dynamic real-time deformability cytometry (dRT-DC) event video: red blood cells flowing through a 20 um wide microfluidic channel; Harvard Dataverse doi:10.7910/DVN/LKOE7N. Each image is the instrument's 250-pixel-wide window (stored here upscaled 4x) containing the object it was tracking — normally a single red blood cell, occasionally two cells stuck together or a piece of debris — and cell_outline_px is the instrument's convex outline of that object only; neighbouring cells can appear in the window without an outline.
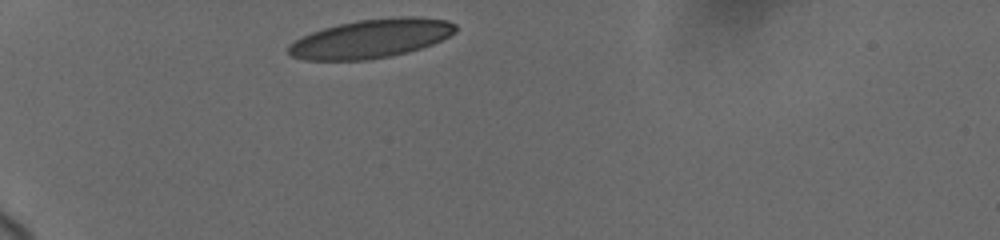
{"species": "human", "species_latin": "Homo sapiens", "temperature_condition": "cold", "stored_images_in_passage": 3, "camera_frame_rate_fps": 3000, "um_per_image_px": 0.085, "donor": {"sex": "female"}, "frame": {"image": 1, "passage_image": 1, "time_ms": 0.0, "image_size_px": [1000, 240], "cell_outline_px": [[456, 32], [432, 44], [408, 52], [392, 56], [368, 60], [304, 60], [292, 56], [288, 52], [288, 44], [312, 32], [324, 28], [356, 20], [400, 16], [416, 16], [448, 20], [456, 24]], "centroid_in_image_um": [31.56, 3.28], "position_along_channel_um": 53.4, "area_um2": 37.8}}
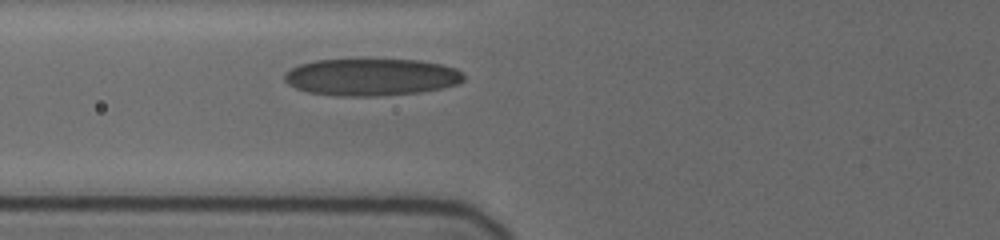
{"frame": {"image": 2, "passage_image": 3, "time_ms": 2.0, "image_size_px": [1000, 240], "cell_outline_px": [[464, 80], [460, 84], [444, 88], [420, 92], [372, 96], [336, 96], [308, 92], [296, 88], [288, 84], [284, 80], [284, 72], [300, 64], [316, 60], [420, 60], [444, 64], [456, 68], [464, 72]], "centroid_in_image_um": [31.61, 6.55], "position_along_channel_um": 94.2, "area_um2": 39.02}}